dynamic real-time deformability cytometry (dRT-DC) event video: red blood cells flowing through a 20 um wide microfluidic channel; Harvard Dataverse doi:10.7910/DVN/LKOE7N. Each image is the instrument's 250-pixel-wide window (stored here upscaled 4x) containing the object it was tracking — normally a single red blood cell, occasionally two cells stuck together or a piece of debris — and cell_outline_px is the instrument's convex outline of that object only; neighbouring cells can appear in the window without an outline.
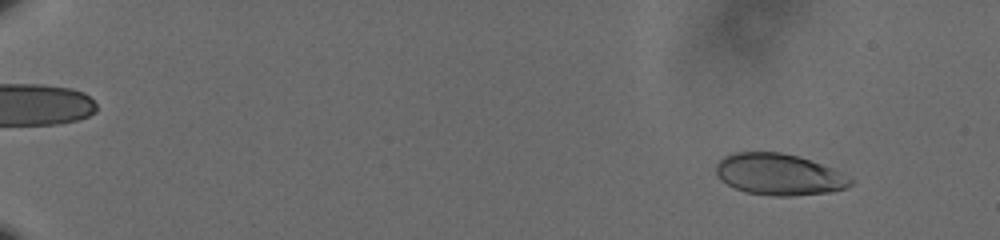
{"species": "human", "species_latin": "Homo sapiens", "temperature_condition": "cold", "stored_images_in_passage": 60, "camera_frame_rate_fps": 3000, "um_per_image_px": 0.085, "donor": {"sex": "male"}, "frame": {"image": 1, "passage_image": 6, "time_ms": 1.667, "image_size_px": [1000, 240], "cell_outline_px": [[852, 184], [844, 188], [828, 192], [792, 196], [772, 196], [748, 192], [736, 188], [720, 180], [716, 172], [716, 164], [724, 156], [732, 152], [780, 152], [796, 156], [832, 168], [852, 180]], "centroid_in_image_um": [66.16, 14.82], "position_along_channel_um": 18.8, "area_um2": 32.02}}
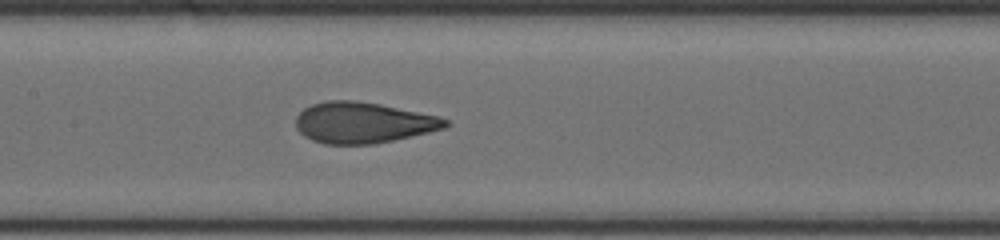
{"frame": {"image": 2, "passage_image": 33, "time_ms": 10.667, "image_size_px": [1000, 240], "cell_outline_px": [[448, 124], [444, 128], [428, 132], [376, 144], [324, 144], [312, 140], [304, 136], [296, 128], [296, 116], [304, 108], [312, 104], [328, 100], [352, 100], [380, 104], [440, 116], [448, 120]], "centroid_in_image_um": [30.84, 10.42], "position_along_channel_um": 176.6, "area_um2": 35.66}}
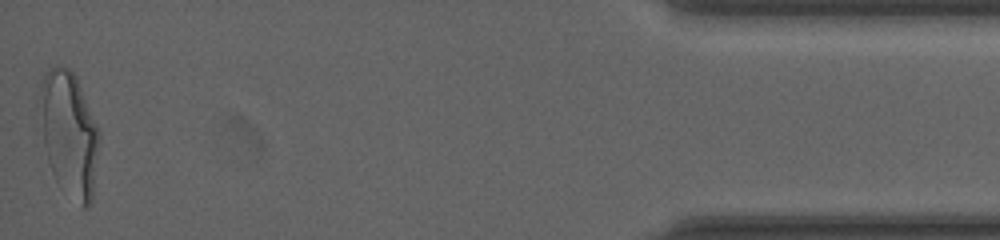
{"frame": {"image": 3, "passage_image": 60, "time_ms": 19.667, "image_size_px": [1000, 240], "cell_outline_px": [[100, 136], [92, 200], [88, 208], [80, 208], [56, 180], [52, 172], [36, 132], [36, 108], [40, 84], [48, 68], [56, 64], [68, 68], [76, 76], [100, 132]], "centroid_in_image_um": [5.78, 11.35], "position_along_channel_um": 429.4, "area_um2": 45.03}, "authors_computed_cell_mechanics": {"area_um2": 35.0557, "velocity_mm_per_s": 3.5937, "shape_relaxation_time_tau1_ms": 4.7965, "shape_relaxation_time_tau2_ms": 0.7885, "deformation_change_tau1": 0.1687, "deformation_change_tau2": 0.0622}}